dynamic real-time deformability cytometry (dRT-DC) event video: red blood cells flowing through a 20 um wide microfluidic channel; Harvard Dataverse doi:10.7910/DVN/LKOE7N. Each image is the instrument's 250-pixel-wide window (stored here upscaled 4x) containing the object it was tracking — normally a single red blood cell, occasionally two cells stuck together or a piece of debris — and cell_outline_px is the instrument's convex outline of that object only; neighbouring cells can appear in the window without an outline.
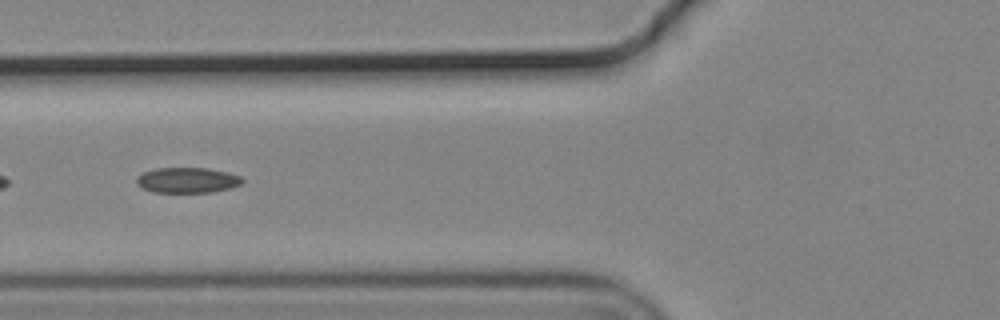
{"species": "common noctule bat (a hibernating species)", "species_latin": "Nyctalus noctula", "temperature_condition": "cold", "stored_images_in_passage": 56, "segment_of_instrument_passage": [2, 2], "camera_frame_rate_fps": 3000, "um_per_image_px": 0.085, "animal": {"sex": "male", "body_mass_g": 19.2, "forearm_length_mm": 51.8}, "frame": {"image": 1, "passage_image": 22, "time_ms": 7.0, "image_size_px": [1000, 320], "cell_outline_px": [[244, 180], [240, 184], [228, 188], [212, 192], [152, 192], [136, 184], [136, 176], [144, 172], [156, 168], [208, 168], [228, 172], [240, 176]], "centroid_in_image_um": [15.9, 15.31], "position_along_channel_um": 109.9, "area_um2": 15.61}}
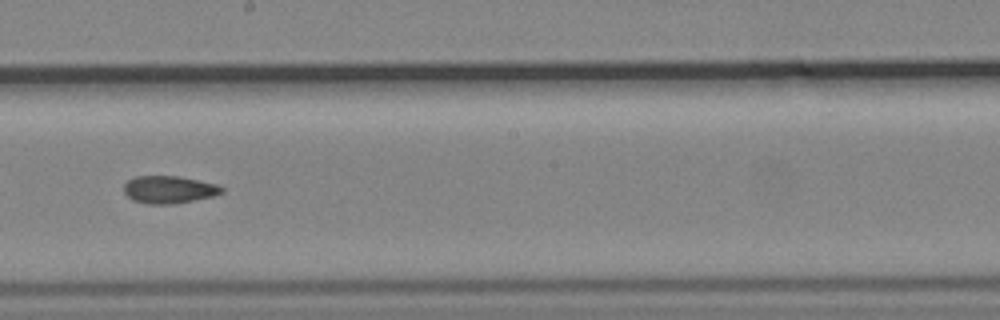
{"frame": {"image": 2, "passage_image": 32, "time_ms": 10.333, "image_size_px": [1000, 320], "cell_outline_px": [[224, 192], [212, 196], [172, 204], [148, 204], [132, 200], [124, 192], [124, 184], [128, 180], [136, 176], [180, 176], [216, 184], [224, 188]], "centroid_in_image_um": [14.35, 16.11], "position_along_channel_um": 233.9, "area_um2": 15.61}}
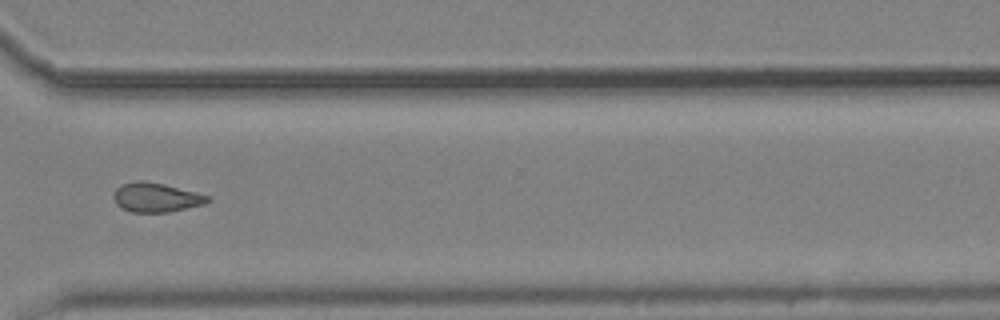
{"frame": {"image": 3, "passage_image": 42, "time_ms": 13.667, "image_size_px": [1000, 320], "cell_outline_px": [[212, 200], [204, 204], [168, 212], [132, 212], [120, 208], [116, 204], [112, 196], [116, 188], [120, 184], [136, 180], [144, 180], [164, 184], [196, 192], [208, 196]], "centroid_in_image_um": [13.22, 16.77], "position_along_channel_um": 357.4, "area_um2": 16.18}}